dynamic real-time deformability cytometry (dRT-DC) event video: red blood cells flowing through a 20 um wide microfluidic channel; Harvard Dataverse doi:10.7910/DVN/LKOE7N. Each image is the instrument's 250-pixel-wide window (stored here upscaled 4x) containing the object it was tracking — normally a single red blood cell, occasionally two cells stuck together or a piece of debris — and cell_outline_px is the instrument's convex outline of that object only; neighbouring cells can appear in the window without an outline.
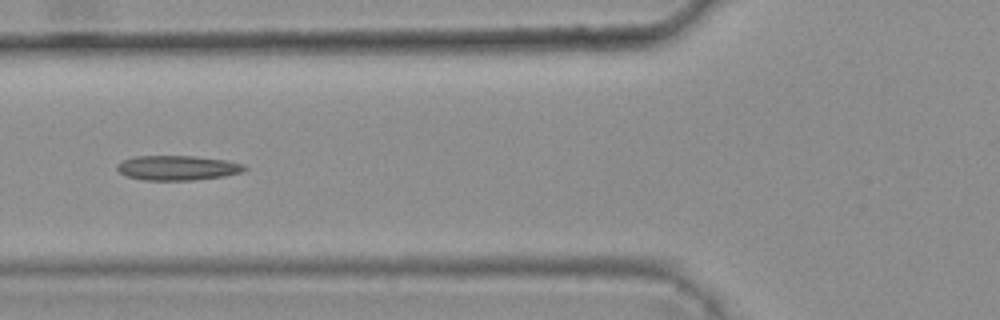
{"species": "common noctule bat (a hibernating species)", "species_latin": "Nyctalus noctula", "temperature_condition": "warm", "stored_images_in_passage": 6, "camera_frame_rate_fps": 3000, "um_per_image_px": 0.085, "animal": {"sex": "female", "body_mass_g": 25.1}, "frame": {"image": 1, "passage_image": 6, "time_ms": 1.667, "image_size_px": [1000, 320], "cell_outline_px": [[248, 168], [240, 172], [224, 176], [192, 180], [144, 180], [128, 176], [120, 172], [116, 168], [116, 164], [124, 160], [136, 156], [196, 156], [228, 160], [244, 164]], "centroid_in_image_um": [15.11, 14.26], "position_along_channel_um": 110.7, "area_um2": 18.32}}